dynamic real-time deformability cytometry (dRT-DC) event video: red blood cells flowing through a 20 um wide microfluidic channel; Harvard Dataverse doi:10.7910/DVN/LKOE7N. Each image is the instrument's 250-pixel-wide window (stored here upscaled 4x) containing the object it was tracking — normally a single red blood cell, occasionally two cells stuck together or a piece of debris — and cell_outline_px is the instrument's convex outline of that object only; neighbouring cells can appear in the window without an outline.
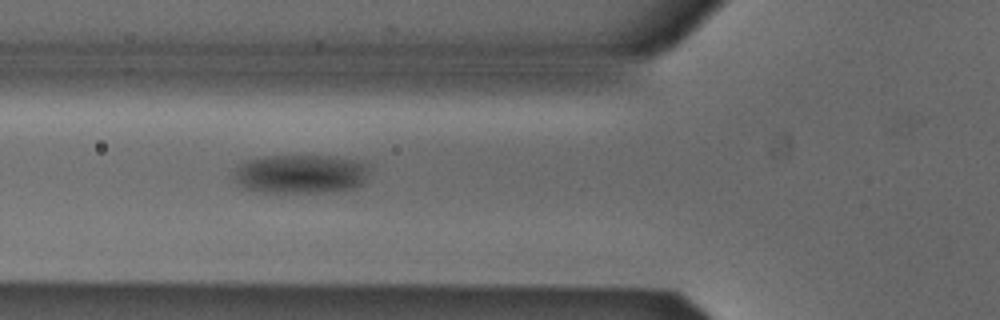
{"species": "Egyptian fruit bat (a non-hibernating species)", "species_latin": "Rousettus aegyptiacus", "temperature_condition": "cold", "stored_images_in_passage": 44, "camera_frame_rate_fps": 3000, "um_per_image_px": 0.085, "animal": {"sex": "male"}, "frame": {"image": 1, "passage_image": 18, "time_ms": 5.667, "image_size_px": [1000, 320], "cell_outline_px": [[368, 172], [364, 184], [356, 188], [324, 192], [260, 192], [244, 188], [232, 176], [236, 168], [240, 164], [248, 160], [268, 156], [336, 156], [368, 164]], "centroid_in_image_um": [25.57, 14.79], "position_along_channel_um": 100.2, "area_um2": 30.75}}
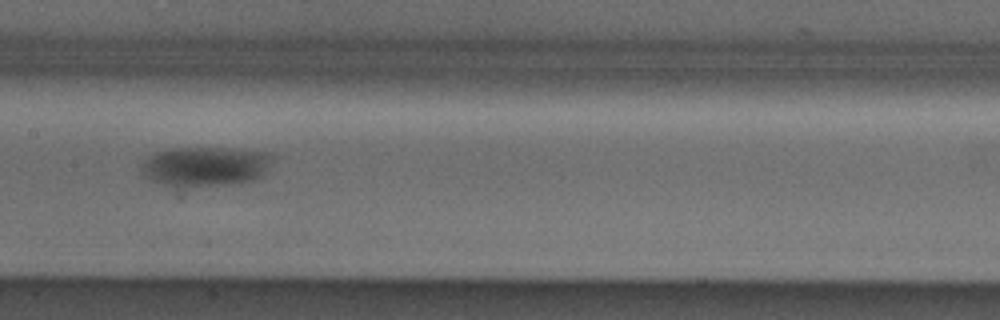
{"frame": {"image": 2, "passage_image": 25, "time_ms": 8.0, "image_size_px": [1000, 320], "cell_outline_px": [[272, 156], [264, 172], [260, 176], [252, 180], [236, 184], [184, 188], [176, 188], [152, 180], [144, 176], [140, 168], [144, 160], [148, 156], [156, 152], [176, 148], [232, 148], [268, 152]], "centroid_in_image_um": [17.4, 14.16], "position_along_channel_um": 190.0, "area_um2": 30.52}}
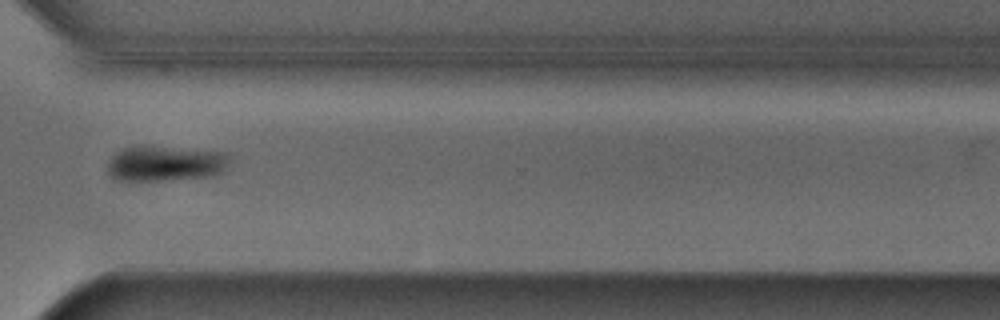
{"frame": {"image": 3, "passage_image": 38, "time_ms": 12.333, "image_size_px": [1000, 320], "cell_outline_px": [[228, 168], [224, 172], [216, 176], [160, 180], [112, 180], [108, 172], [108, 164], [112, 156], [116, 152], [124, 148], [136, 144], [148, 144], [228, 152]], "centroid_in_image_um": [14.08, 13.86], "position_along_channel_um": 356.5, "area_um2": 26.07}, "authors_computed_cell_mechanics": {"area_um2": 29.2468, "velocity_mm_per_s": 3.8523, "shape_relaxation_time_tau1_ms": 1.0963, "shape_relaxation_time_tau2_ms": null, "deformation_change_tau1": 0.0518, "deformation_change_tau2": null}}